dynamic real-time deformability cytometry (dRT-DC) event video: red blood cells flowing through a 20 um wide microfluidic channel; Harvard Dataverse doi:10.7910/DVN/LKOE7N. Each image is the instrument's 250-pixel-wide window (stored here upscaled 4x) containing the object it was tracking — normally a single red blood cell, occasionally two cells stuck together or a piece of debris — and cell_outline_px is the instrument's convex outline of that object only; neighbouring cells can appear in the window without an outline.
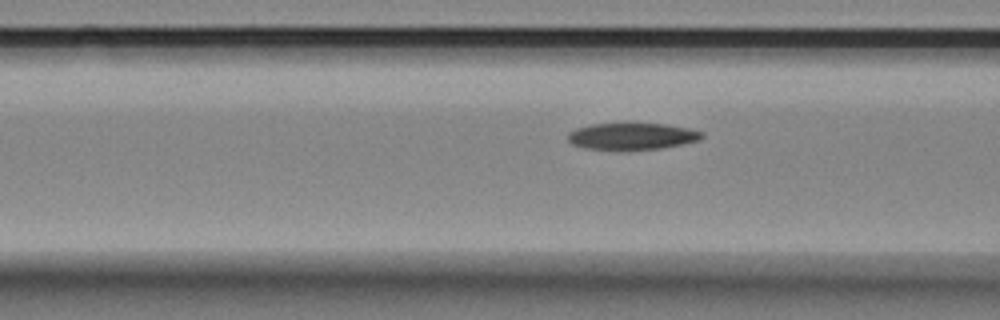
{"species": "Egyptian fruit bat (a non-hibernating species)", "species_latin": "Rousettus aegyptiacus", "temperature_condition": "room temperature", "stored_images_in_passage": 20, "camera_frame_rate_fps": 3000, "um_per_image_px": 0.085, "animal": {"sex": "female"}, "frame": {"image": 1, "passage_image": 18, "time_ms": 5.667, "image_size_px": [1000, 320], "cell_outline_px": [[704, 136], [700, 140], [660, 148], [620, 152], [584, 148], [572, 144], [568, 140], [568, 132], [576, 128], [592, 124], [668, 124], [688, 128], [704, 132]], "centroid_in_image_um": [53.69, 11.61], "position_along_channel_um": 112.9, "area_um2": 21.33}}